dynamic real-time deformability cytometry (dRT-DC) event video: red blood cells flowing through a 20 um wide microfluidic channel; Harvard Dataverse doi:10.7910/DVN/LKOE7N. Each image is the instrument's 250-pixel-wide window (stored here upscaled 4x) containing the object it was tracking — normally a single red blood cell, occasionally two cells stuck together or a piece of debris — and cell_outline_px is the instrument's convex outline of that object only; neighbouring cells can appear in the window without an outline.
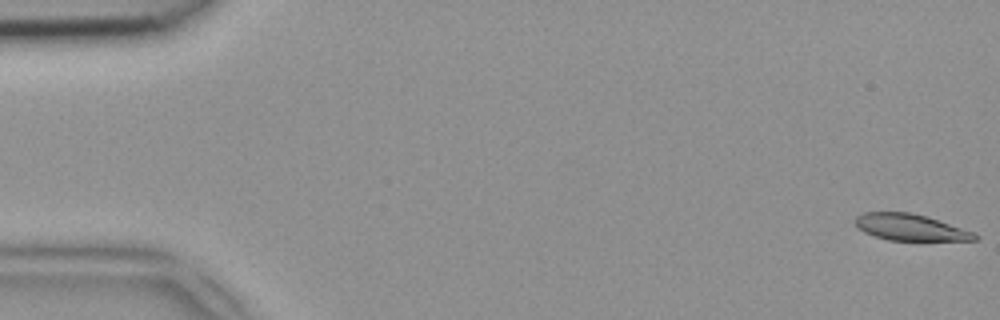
{"species": "common noctule bat (a hibernating species)", "species_latin": "Nyctalus noctula", "temperature_condition": "room temperature", "stored_images_in_passage": 49, "camera_frame_rate_fps": 3000, "um_per_image_px": 0.085, "animal": {"sex": "female", "body_mass_g": 18.4}, "frame": {"image": 1, "passage_image": 1, "time_ms": 0.0, "image_size_px": [1000, 320], "cell_outline_px": [[980, 236], [976, 240], [888, 240], [864, 232], [856, 228], [852, 220], [856, 216], [864, 212], [908, 212], [928, 216], [972, 232]], "centroid_in_image_um": [77.3, 19.31], "position_along_channel_um": 7.7, "area_um2": 18.44}}
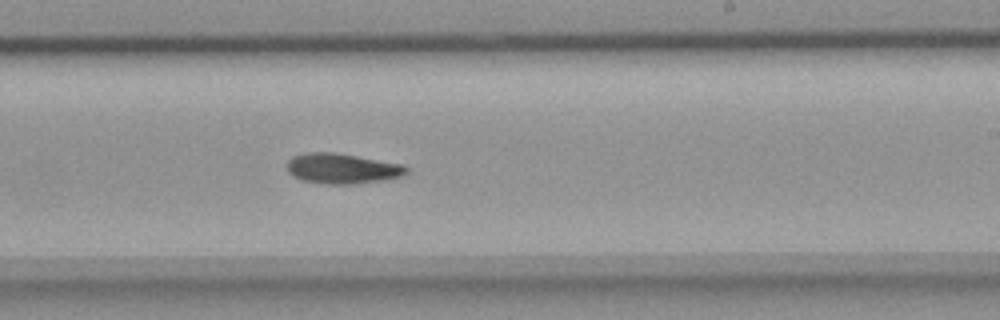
{"frame": {"image": 2, "passage_image": 30, "time_ms": 9.667, "image_size_px": [1000, 320], "cell_outline_px": [[408, 172], [400, 176], [384, 180], [356, 184], [324, 184], [304, 180], [292, 176], [288, 172], [288, 160], [292, 156], [304, 152], [332, 152], [404, 164], [408, 168]], "centroid_in_image_um": [29.08, 14.32], "position_along_channel_um": 259.9, "area_um2": 21.1}}
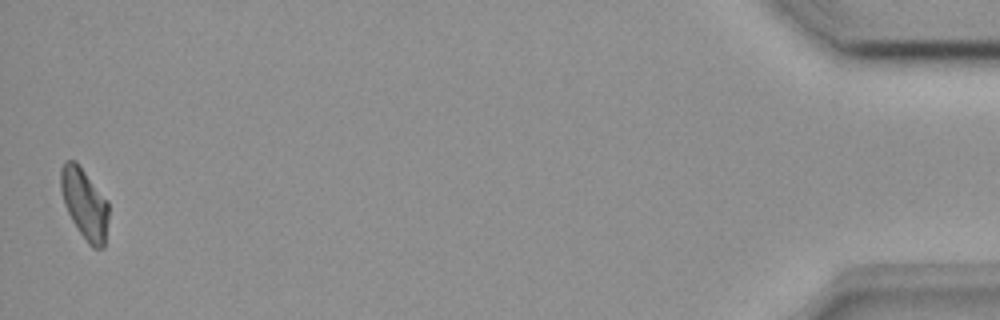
{"frame": {"image": 3, "passage_image": 49, "time_ms": 16.0, "image_size_px": [1000, 320], "cell_outline_px": [[108, 216], [104, 248], [92, 248], [88, 244], [72, 220], [64, 204], [60, 188], [60, 168], [64, 160], [76, 160], [108, 200]], "centroid_in_image_um": [7.18, 17.27], "position_along_channel_um": 428.0, "area_um2": 19.83}}